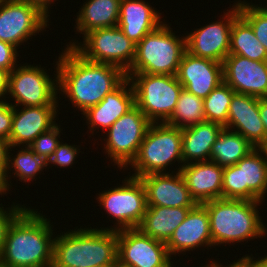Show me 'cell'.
<instances>
[{
    "instance_id": "6da1fadb",
    "label": "cell",
    "mask_w": 267,
    "mask_h": 267,
    "mask_svg": "<svg viewBox=\"0 0 267 267\" xmlns=\"http://www.w3.org/2000/svg\"><path fill=\"white\" fill-rule=\"evenodd\" d=\"M56 65L58 91L67 95L72 105L82 113L100 103L127 78L119 67L88 61L72 47L62 51Z\"/></svg>"
},
{
    "instance_id": "7a4b0ae2",
    "label": "cell",
    "mask_w": 267,
    "mask_h": 267,
    "mask_svg": "<svg viewBox=\"0 0 267 267\" xmlns=\"http://www.w3.org/2000/svg\"><path fill=\"white\" fill-rule=\"evenodd\" d=\"M34 210L25 208L11 223L0 251V266L52 267L53 225Z\"/></svg>"
},
{
    "instance_id": "3957f363",
    "label": "cell",
    "mask_w": 267,
    "mask_h": 267,
    "mask_svg": "<svg viewBox=\"0 0 267 267\" xmlns=\"http://www.w3.org/2000/svg\"><path fill=\"white\" fill-rule=\"evenodd\" d=\"M117 252V231L80 227L54 238L52 267H112Z\"/></svg>"
},
{
    "instance_id": "277c9868",
    "label": "cell",
    "mask_w": 267,
    "mask_h": 267,
    "mask_svg": "<svg viewBox=\"0 0 267 267\" xmlns=\"http://www.w3.org/2000/svg\"><path fill=\"white\" fill-rule=\"evenodd\" d=\"M260 203L225 198L203 203L209 215L213 246L266 236L267 227L258 211Z\"/></svg>"
},
{
    "instance_id": "5b68a950",
    "label": "cell",
    "mask_w": 267,
    "mask_h": 267,
    "mask_svg": "<svg viewBox=\"0 0 267 267\" xmlns=\"http://www.w3.org/2000/svg\"><path fill=\"white\" fill-rule=\"evenodd\" d=\"M163 22L136 44L135 58L126 73L177 75L186 49V36L179 37Z\"/></svg>"
},
{
    "instance_id": "8992f818",
    "label": "cell",
    "mask_w": 267,
    "mask_h": 267,
    "mask_svg": "<svg viewBox=\"0 0 267 267\" xmlns=\"http://www.w3.org/2000/svg\"><path fill=\"white\" fill-rule=\"evenodd\" d=\"M174 160V161H173ZM182 160V129L166 123H151L140 145L136 158L129 165L133 177L166 173L168 166Z\"/></svg>"
},
{
    "instance_id": "52a82bcc",
    "label": "cell",
    "mask_w": 267,
    "mask_h": 267,
    "mask_svg": "<svg viewBox=\"0 0 267 267\" xmlns=\"http://www.w3.org/2000/svg\"><path fill=\"white\" fill-rule=\"evenodd\" d=\"M135 92V105L151 123H166L172 116L183 86L176 75L126 73Z\"/></svg>"
},
{
    "instance_id": "ba28073f",
    "label": "cell",
    "mask_w": 267,
    "mask_h": 267,
    "mask_svg": "<svg viewBox=\"0 0 267 267\" xmlns=\"http://www.w3.org/2000/svg\"><path fill=\"white\" fill-rule=\"evenodd\" d=\"M78 54L88 61L111 64L125 73L130 69L136 44L118 26L95 29L83 36V44L70 42Z\"/></svg>"
},
{
    "instance_id": "9c48e42d",
    "label": "cell",
    "mask_w": 267,
    "mask_h": 267,
    "mask_svg": "<svg viewBox=\"0 0 267 267\" xmlns=\"http://www.w3.org/2000/svg\"><path fill=\"white\" fill-rule=\"evenodd\" d=\"M265 193L267 161L259 148H254L237 164L224 167L222 198L263 201Z\"/></svg>"
},
{
    "instance_id": "30bf717a",
    "label": "cell",
    "mask_w": 267,
    "mask_h": 267,
    "mask_svg": "<svg viewBox=\"0 0 267 267\" xmlns=\"http://www.w3.org/2000/svg\"><path fill=\"white\" fill-rule=\"evenodd\" d=\"M123 185L102 191L97 196V201L102 205L104 211L117 221L115 227L108 229L119 231L123 229L138 228L141 224L145 211L147 210V199L144 185L140 178L129 175Z\"/></svg>"
},
{
    "instance_id": "8fae6325",
    "label": "cell",
    "mask_w": 267,
    "mask_h": 267,
    "mask_svg": "<svg viewBox=\"0 0 267 267\" xmlns=\"http://www.w3.org/2000/svg\"><path fill=\"white\" fill-rule=\"evenodd\" d=\"M150 124L149 119L134 105L106 130L104 150L113 165L125 169L132 163Z\"/></svg>"
},
{
    "instance_id": "7c38bea8",
    "label": "cell",
    "mask_w": 267,
    "mask_h": 267,
    "mask_svg": "<svg viewBox=\"0 0 267 267\" xmlns=\"http://www.w3.org/2000/svg\"><path fill=\"white\" fill-rule=\"evenodd\" d=\"M22 65L18 64L10 72L8 93L15 100L14 104H10L17 107L57 105V95L61 93L58 91V68H54L56 74L52 80L41 65Z\"/></svg>"
},
{
    "instance_id": "4fadbf2b",
    "label": "cell",
    "mask_w": 267,
    "mask_h": 267,
    "mask_svg": "<svg viewBox=\"0 0 267 267\" xmlns=\"http://www.w3.org/2000/svg\"><path fill=\"white\" fill-rule=\"evenodd\" d=\"M48 22V16L38 7L28 2L22 0H0L1 41L19 47L30 37L47 28L49 26Z\"/></svg>"
},
{
    "instance_id": "5bb4252c",
    "label": "cell",
    "mask_w": 267,
    "mask_h": 267,
    "mask_svg": "<svg viewBox=\"0 0 267 267\" xmlns=\"http://www.w3.org/2000/svg\"><path fill=\"white\" fill-rule=\"evenodd\" d=\"M117 263L123 267H167L172 261L165 242L138 228L117 231Z\"/></svg>"
},
{
    "instance_id": "9a60e30c",
    "label": "cell",
    "mask_w": 267,
    "mask_h": 267,
    "mask_svg": "<svg viewBox=\"0 0 267 267\" xmlns=\"http://www.w3.org/2000/svg\"><path fill=\"white\" fill-rule=\"evenodd\" d=\"M226 11L228 12H224L222 21L212 22L187 34V52L196 57L223 63L229 55L231 28L234 19L239 15V8L232 6Z\"/></svg>"
},
{
    "instance_id": "2e32d148",
    "label": "cell",
    "mask_w": 267,
    "mask_h": 267,
    "mask_svg": "<svg viewBox=\"0 0 267 267\" xmlns=\"http://www.w3.org/2000/svg\"><path fill=\"white\" fill-rule=\"evenodd\" d=\"M223 81L236 93L267 97V61L229 54L222 63Z\"/></svg>"
},
{
    "instance_id": "e0dca14e",
    "label": "cell",
    "mask_w": 267,
    "mask_h": 267,
    "mask_svg": "<svg viewBox=\"0 0 267 267\" xmlns=\"http://www.w3.org/2000/svg\"><path fill=\"white\" fill-rule=\"evenodd\" d=\"M153 173L139 177L145 191L147 206L168 208L195 207L197 203L190 195L186 183L180 173Z\"/></svg>"
},
{
    "instance_id": "ac0fdd59",
    "label": "cell",
    "mask_w": 267,
    "mask_h": 267,
    "mask_svg": "<svg viewBox=\"0 0 267 267\" xmlns=\"http://www.w3.org/2000/svg\"><path fill=\"white\" fill-rule=\"evenodd\" d=\"M58 105L13 106L12 130L8 144L12 147L29 146L40 134L49 131L57 123ZM25 144V145H24Z\"/></svg>"
},
{
    "instance_id": "d6986e66",
    "label": "cell",
    "mask_w": 267,
    "mask_h": 267,
    "mask_svg": "<svg viewBox=\"0 0 267 267\" xmlns=\"http://www.w3.org/2000/svg\"><path fill=\"white\" fill-rule=\"evenodd\" d=\"M176 76L184 89L202 99L224 82L222 63L193 56L187 51Z\"/></svg>"
},
{
    "instance_id": "ffe728a7",
    "label": "cell",
    "mask_w": 267,
    "mask_h": 267,
    "mask_svg": "<svg viewBox=\"0 0 267 267\" xmlns=\"http://www.w3.org/2000/svg\"><path fill=\"white\" fill-rule=\"evenodd\" d=\"M165 244L170 256L213 246L207 209L202 204L190 209Z\"/></svg>"
},
{
    "instance_id": "44dd1931",
    "label": "cell",
    "mask_w": 267,
    "mask_h": 267,
    "mask_svg": "<svg viewBox=\"0 0 267 267\" xmlns=\"http://www.w3.org/2000/svg\"><path fill=\"white\" fill-rule=\"evenodd\" d=\"M224 128L241 134L254 148H258L266 139L259 112V98L235 93L229 105Z\"/></svg>"
},
{
    "instance_id": "7402d4cb",
    "label": "cell",
    "mask_w": 267,
    "mask_h": 267,
    "mask_svg": "<svg viewBox=\"0 0 267 267\" xmlns=\"http://www.w3.org/2000/svg\"><path fill=\"white\" fill-rule=\"evenodd\" d=\"M128 87V88H127ZM135 105V92L127 77L116 89L108 93L96 106L84 113L88 129L92 132L99 127L108 130L111 125ZM95 129V130H94Z\"/></svg>"
},
{
    "instance_id": "603a6c76",
    "label": "cell",
    "mask_w": 267,
    "mask_h": 267,
    "mask_svg": "<svg viewBox=\"0 0 267 267\" xmlns=\"http://www.w3.org/2000/svg\"><path fill=\"white\" fill-rule=\"evenodd\" d=\"M224 167L213 161L185 164L179 167L190 195L197 204L222 198Z\"/></svg>"
},
{
    "instance_id": "cb8c5ba5",
    "label": "cell",
    "mask_w": 267,
    "mask_h": 267,
    "mask_svg": "<svg viewBox=\"0 0 267 267\" xmlns=\"http://www.w3.org/2000/svg\"><path fill=\"white\" fill-rule=\"evenodd\" d=\"M142 0H121L118 27L135 44L163 22L161 13Z\"/></svg>"
},
{
    "instance_id": "d4e9b609",
    "label": "cell",
    "mask_w": 267,
    "mask_h": 267,
    "mask_svg": "<svg viewBox=\"0 0 267 267\" xmlns=\"http://www.w3.org/2000/svg\"><path fill=\"white\" fill-rule=\"evenodd\" d=\"M223 128L221 124L206 120L182 129L183 165L209 161L212 145Z\"/></svg>"
},
{
    "instance_id": "484cf974",
    "label": "cell",
    "mask_w": 267,
    "mask_h": 267,
    "mask_svg": "<svg viewBox=\"0 0 267 267\" xmlns=\"http://www.w3.org/2000/svg\"><path fill=\"white\" fill-rule=\"evenodd\" d=\"M192 208L194 207L147 206L138 229L144 235L166 243Z\"/></svg>"
},
{
    "instance_id": "4316f807",
    "label": "cell",
    "mask_w": 267,
    "mask_h": 267,
    "mask_svg": "<svg viewBox=\"0 0 267 267\" xmlns=\"http://www.w3.org/2000/svg\"><path fill=\"white\" fill-rule=\"evenodd\" d=\"M121 0H87L77 13L76 30L88 32L118 25Z\"/></svg>"
},
{
    "instance_id": "83f0119b",
    "label": "cell",
    "mask_w": 267,
    "mask_h": 267,
    "mask_svg": "<svg viewBox=\"0 0 267 267\" xmlns=\"http://www.w3.org/2000/svg\"><path fill=\"white\" fill-rule=\"evenodd\" d=\"M253 149L241 134L223 128L212 145L210 161L222 167L235 165Z\"/></svg>"
},
{
    "instance_id": "f1b7e54d",
    "label": "cell",
    "mask_w": 267,
    "mask_h": 267,
    "mask_svg": "<svg viewBox=\"0 0 267 267\" xmlns=\"http://www.w3.org/2000/svg\"><path fill=\"white\" fill-rule=\"evenodd\" d=\"M229 54L255 61H267L265 47L256 38L251 25L240 14L234 19L231 28Z\"/></svg>"
},
{
    "instance_id": "f546056e",
    "label": "cell",
    "mask_w": 267,
    "mask_h": 267,
    "mask_svg": "<svg viewBox=\"0 0 267 267\" xmlns=\"http://www.w3.org/2000/svg\"><path fill=\"white\" fill-rule=\"evenodd\" d=\"M12 146L8 147L7 151V166H6V175L7 179L9 170L15 171L12 172L16 178H19V181L30 182L33 181L40 171H43L44 168L49 165V160L33 152L29 146H22L21 150H18V153L14 158L11 159V149ZM11 167V168H10Z\"/></svg>"
},
{
    "instance_id": "4dcf8cb0",
    "label": "cell",
    "mask_w": 267,
    "mask_h": 267,
    "mask_svg": "<svg viewBox=\"0 0 267 267\" xmlns=\"http://www.w3.org/2000/svg\"><path fill=\"white\" fill-rule=\"evenodd\" d=\"M203 121H206L203 99L183 88L176 103V108L166 124L184 129Z\"/></svg>"
},
{
    "instance_id": "1f68e13d",
    "label": "cell",
    "mask_w": 267,
    "mask_h": 267,
    "mask_svg": "<svg viewBox=\"0 0 267 267\" xmlns=\"http://www.w3.org/2000/svg\"><path fill=\"white\" fill-rule=\"evenodd\" d=\"M236 92L225 82L213 89L208 96L203 99L204 115L207 121L227 124L228 110L231 99Z\"/></svg>"
},
{
    "instance_id": "d6a6232c",
    "label": "cell",
    "mask_w": 267,
    "mask_h": 267,
    "mask_svg": "<svg viewBox=\"0 0 267 267\" xmlns=\"http://www.w3.org/2000/svg\"><path fill=\"white\" fill-rule=\"evenodd\" d=\"M233 6L239 8V14L251 25L256 38L267 51V6L250 5L245 1H237Z\"/></svg>"
},
{
    "instance_id": "836d02e7",
    "label": "cell",
    "mask_w": 267,
    "mask_h": 267,
    "mask_svg": "<svg viewBox=\"0 0 267 267\" xmlns=\"http://www.w3.org/2000/svg\"><path fill=\"white\" fill-rule=\"evenodd\" d=\"M61 128L56 124L49 131L40 134L29 147L34 153L46 157L48 160L52 157L54 151L61 143L60 138Z\"/></svg>"
},
{
    "instance_id": "e575fe53",
    "label": "cell",
    "mask_w": 267,
    "mask_h": 267,
    "mask_svg": "<svg viewBox=\"0 0 267 267\" xmlns=\"http://www.w3.org/2000/svg\"><path fill=\"white\" fill-rule=\"evenodd\" d=\"M62 143L61 141L52 157L49 159V164L56 165L57 167L60 166V168H66L74 164L76 156L80 153V149L78 146L75 147V145Z\"/></svg>"
},
{
    "instance_id": "d590c367",
    "label": "cell",
    "mask_w": 267,
    "mask_h": 267,
    "mask_svg": "<svg viewBox=\"0 0 267 267\" xmlns=\"http://www.w3.org/2000/svg\"><path fill=\"white\" fill-rule=\"evenodd\" d=\"M13 204L10 208H6V210L2 206V203L0 204L2 206H0V251L3 248L7 231L11 223L26 208V206L24 207V205H22V207L20 204L14 202Z\"/></svg>"
},
{
    "instance_id": "8d00e7d4",
    "label": "cell",
    "mask_w": 267,
    "mask_h": 267,
    "mask_svg": "<svg viewBox=\"0 0 267 267\" xmlns=\"http://www.w3.org/2000/svg\"><path fill=\"white\" fill-rule=\"evenodd\" d=\"M17 47L0 40V68L12 71L17 66Z\"/></svg>"
},
{
    "instance_id": "74e56055",
    "label": "cell",
    "mask_w": 267,
    "mask_h": 267,
    "mask_svg": "<svg viewBox=\"0 0 267 267\" xmlns=\"http://www.w3.org/2000/svg\"><path fill=\"white\" fill-rule=\"evenodd\" d=\"M13 105L0 101V137L9 139L12 130Z\"/></svg>"
},
{
    "instance_id": "f35d334b",
    "label": "cell",
    "mask_w": 267,
    "mask_h": 267,
    "mask_svg": "<svg viewBox=\"0 0 267 267\" xmlns=\"http://www.w3.org/2000/svg\"><path fill=\"white\" fill-rule=\"evenodd\" d=\"M252 256V257H251ZM253 255L242 256L239 260L232 262L235 267H267V259L265 257H258L254 259ZM254 259V260H253Z\"/></svg>"
},
{
    "instance_id": "ab89813d",
    "label": "cell",
    "mask_w": 267,
    "mask_h": 267,
    "mask_svg": "<svg viewBox=\"0 0 267 267\" xmlns=\"http://www.w3.org/2000/svg\"><path fill=\"white\" fill-rule=\"evenodd\" d=\"M10 71L0 68V101H5L9 91ZM3 98V99H2Z\"/></svg>"
},
{
    "instance_id": "60d3db41",
    "label": "cell",
    "mask_w": 267,
    "mask_h": 267,
    "mask_svg": "<svg viewBox=\"0 0 267 267\" xmlns=\"http://www.w3.org/2000/svg\"><path fill=\"white\" fill-rule=\"evenodd\" d=\"M25 2H28L29 4H32L36 7H38L46 16H50L49 15V10L50 9V5L55 2L54 0H22Z\"/></svg>"
},
{
    "instance_id": "b9f144b4",
    "label": "cell",
    "mask_w": 267,
    "mask_h": 267,
    "mask_svg": "<svg viewBox=\"0 0 267 267\" xmlns=\"http://www.w3.org/2000/svg\"><path fill=\"white\" fill-rule=\"evenodd\" d=\"M10 180L7 179L6 175V166H0V195L2 197V194H7V191H10L9 187H11V182H8ZM10 183V184H9Z\"/></svg>"
},
{
    "instance_id": "7bdbcfd3",
    "label": "cell",
    "mask_w": 267,
    "mask_h": 267,
    "mask_svg": "<svg viewBox=\"0 0 267 267\" xmlns=\"http://www.w3.org/2000/svg\"><path fill=\"white\" fill-rule=\"evenodd\" d=\"M259 112L267 138V97L259 98Z\"/></svg>"
},
{
    "instance_id": "ee69618b",
    "label": "cell",
    "mask_w": 267,
    "mask_h": 267,
    "mask_svg": "<svg viewBox=\"0 0 267 267\" xmlns=\"http://www.w3.org/2000/svg\"><path fill=\"white\" fill-rule=\"evenodd\" d=\"M8 141L0 137V166H7Z\"/></svg>"
},
{
    "instance_id": "f6af8a7d",
    "label": "cell",
    "mask_w": 267,
    "mask_h": 267,
    "mask_svg": "<svg viewBox=\"0 0 267 267\" xmlns=\"http://www.w3.org/2000/svg\"><path fill=\"white\" fill-rule=\"evenodd\" d=\"M258 148L262 151L265 160L267 161V138Z\"/></svg>"
},
{
    "instance_id": "bcb514c9",
    "label": "cell",
    "mask_w": 267,
    "mask_h": 267,
    "mask_svg": "<svg viewBox=\"0 0 267 267\" xmlns=\"http://www.w3.org/2000/svg\"><path fill=\"white\" fill-rule=\"evenodd\" d=\"M208 262H210V263L207 264V265L201 266V267H209L210 264H218V262L215 261V260H213V261H208ZM172 263H173V262H171L167 267H174V265H173ZM172 265H173V266H172Z\"/></svg>"
},
{
    "instance_id": "7dc6e473",
    "label": "cell",
    "mask_w": 267,
    "mask_h": 267,
    "mask_svg": "<svg viewBox=\"0 0 267 267\" xmlns=\"http://www.w3.org/2000/svg\"><path fill=\"white\" fill-rule=\"evenodd\" d=\"M209 267H235L233 264H229L228 266H223L222 264H210Z\"/></svg>"
},
{
    "instance_id": "c3c4849f",
    "label": "cell",
    "mask_w": 267,
    "mask_h": 267,
    "mask_svg": "<svg viewBox=\"0 0 267 267\" xmlns=\"http://www.w3.org/2000/svg\"><path fill=\"white\" fill-rule=\"evenodd\" d=\"M112 267H123V266H121V265H119V264L117 263V264H115V265L112 266Z\"/></svg>"
}]
</instances>
